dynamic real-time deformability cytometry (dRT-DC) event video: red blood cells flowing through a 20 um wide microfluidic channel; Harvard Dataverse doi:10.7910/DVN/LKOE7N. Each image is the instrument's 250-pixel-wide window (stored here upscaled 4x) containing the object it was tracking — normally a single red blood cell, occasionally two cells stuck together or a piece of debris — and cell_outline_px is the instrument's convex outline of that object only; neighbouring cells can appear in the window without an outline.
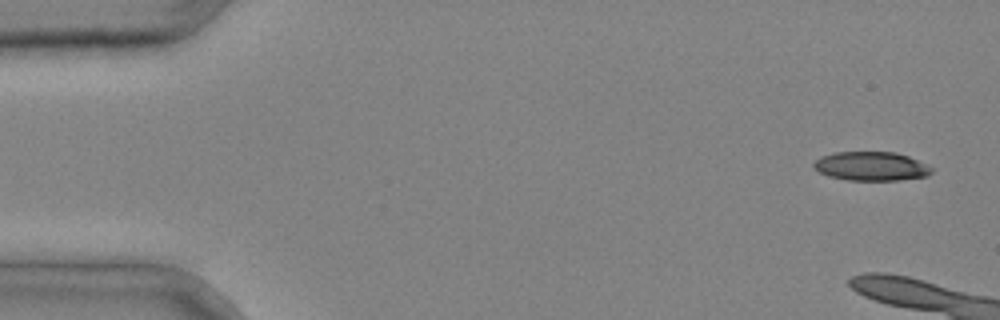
{"species": "common noctule bat (a hibernating species)", "species_latin": "Nyctalus noctula", "temperature_condition": "cold", "stored_images_in_passage": 5, "camera_frame_rate_fps": 3000, "um_per_image_px": 0.085, "animal": {"sex": "male", "body_mass_g": 20.4}, "frame": {"image": 1, "passage_image": 1, "time_ms": 0.0, "image_size_px": [1000, 320], "cell_outline_px": [[932, 172], [928, 176], [900, 180], [848, 180], [828, 176], [820, 172], [812, 164], [820, 156], [836, 152], [896, 152], [908, 156], [932, 168]], "centroid_in_image_um": [74.04, 14.13], "position_along_channel_um": 11.0, "area_um2": 19.77}}
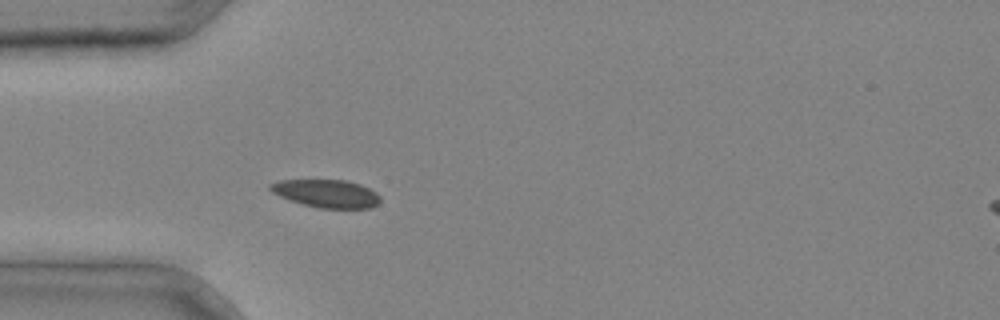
{"frame": {"image": 2, "passage_image": 5, "time_ms": 1.333, "image_size_px": [1000, 320], "cell_outline_px": [[380, 200], [372, 208], [320, 208], [304, 204], [280, 196], [272, 192], [268, 188], [268, 184], [280, 180], [348, 180], [360, 184], [376, 192], [380, 196]], "centroid_in_image_um": [27.75, 16.44], "position_along_channel_um": 57.2, "area_um2": 17.8}}